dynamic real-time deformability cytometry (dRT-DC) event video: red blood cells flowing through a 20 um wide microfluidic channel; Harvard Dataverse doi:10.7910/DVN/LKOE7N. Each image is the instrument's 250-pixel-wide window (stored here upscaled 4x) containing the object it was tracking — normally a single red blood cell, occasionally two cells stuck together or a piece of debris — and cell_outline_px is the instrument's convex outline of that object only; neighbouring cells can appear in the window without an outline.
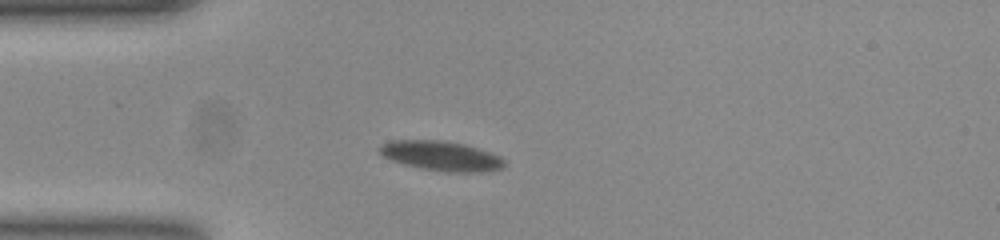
{"species": "common noctule bat (a hibernating species)", "species_latin": "Nyctalus noctula", "temperature_condition": "room temperature", "stored_images_in_passage": 30, "camera_frame_rate_fps": 3000, "um_per_image_px": 0.085, "animal": {"sex": "female", "body_mass_g": 23.0, "forearm_length_mm": 53.4}, "frame": {"image": 1, "passage_image": 1, "time_ms": 0.0, "image_size_px": [1000, 240], "cell_outline_px": [[504, 164], [500, 168], [468, 172], [444, 172], [420, 168], [404, 164], [392, 160], [384, 156], [380, 152], [380, 148], [384, 144], [396, 140], [444, 140], [464, 144], [500, 156], [504, 160]], "centroid_in_image_um": [37.48, 13.25], "position_along_channel_um": 47.5, "area_um2": 21.04}}
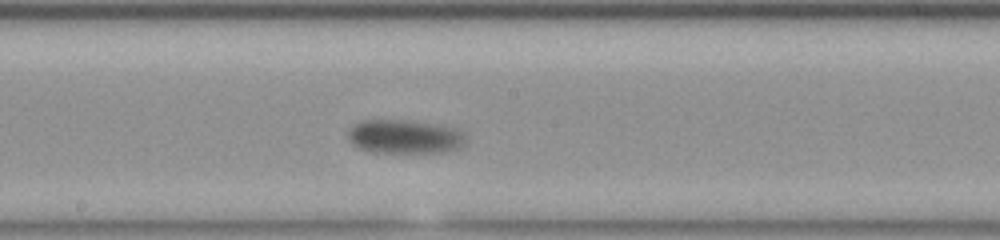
{"frame": {"image": 2, "passage_image": 16, "time_ms": 5.0, "image_size_px": [1000, 240], "cell_outline_px": [[464, 144], [460, 148], [440, 152], [372, 152], [360, 148], [352, 144], [348, 136], [348, 132], [360, 120], [400, 120], [452, 128], [460, 132], [464, 136]], "centroid_in_image_um": [34.34, 11.63], "position_along_channel_um": 213.9, "area_um2": 22.48}}
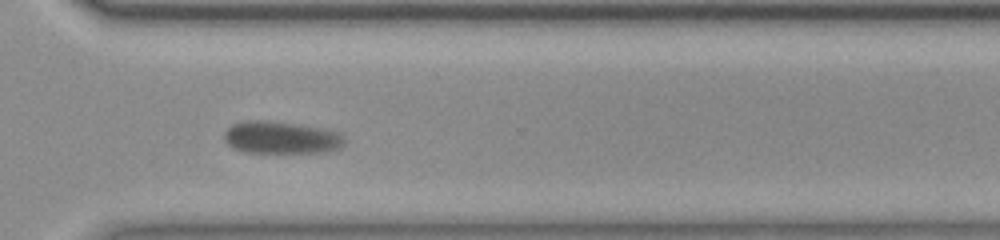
{"frame": {"image": 3, "passage_image": 27, "time_ms": 8.667, "image_size_px": [1000, 240], "cell_outline_px": [[344, 144], [336, 148], [320, 152], [244, 152], [232, 148], [224, 140], [224, 132], [232, 124], [248, 120], [260, 120], [296, 124], [336, 132], [344, 140]], "centroid_in_image_um": [23.78, 11.69], "position_along_channel_um": 346.8, "area_um2": 22.08}, "authors_computed_cell_mechanics": {"area_um2": 22.3397, "velocity_mm_per_s": 3.6111, "shape_relaxation_time_tau1_ms": 1.3246, "shape_relaxation_time_tau2_ms": null, "deformation_change_tau1": 0.0753, "deformation_change_tau2": null}}